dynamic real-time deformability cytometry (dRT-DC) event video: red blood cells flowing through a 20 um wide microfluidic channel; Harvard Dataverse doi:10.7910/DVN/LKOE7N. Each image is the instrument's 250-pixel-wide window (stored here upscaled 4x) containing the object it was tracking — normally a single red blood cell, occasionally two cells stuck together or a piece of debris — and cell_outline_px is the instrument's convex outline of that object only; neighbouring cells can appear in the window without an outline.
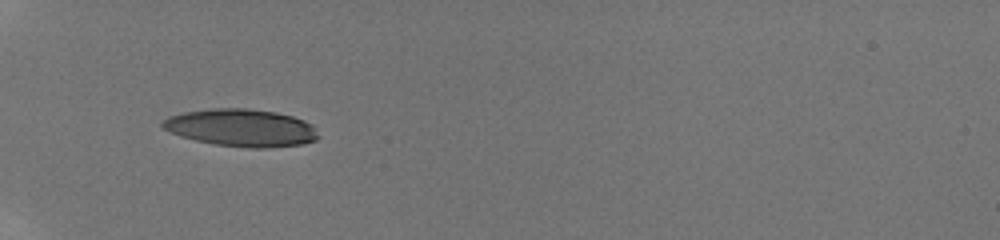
{"species": "human", "species_latin": "Homo sapiens", "temperature_condition": "room temperature", "stored_images_in_passage": 2, "camera_frame_rate_fps": 3000, "um_per_image_px": 0.085, "donor": {"sex": "male"}, "frame": {"image": 1, "passage_image": 1, "time_ms": 0.0, "image_size_px": [1000, 240], "cell_outline_px": [[320, 136], [316, 140], [300, 144], [268, 148], [252, 148], [216, 144], [196, 140], [180, 136], [160, 128], [160, 124], [168, 116], [184, 112], [212, 108], [248, 108], [276, 112], [292, 116], [304, 120], [312, 124]], "centroid_in_image_um": [20.5, 10.85], "position_along_channel_um": 64.5, "area_um2": 34.1}}